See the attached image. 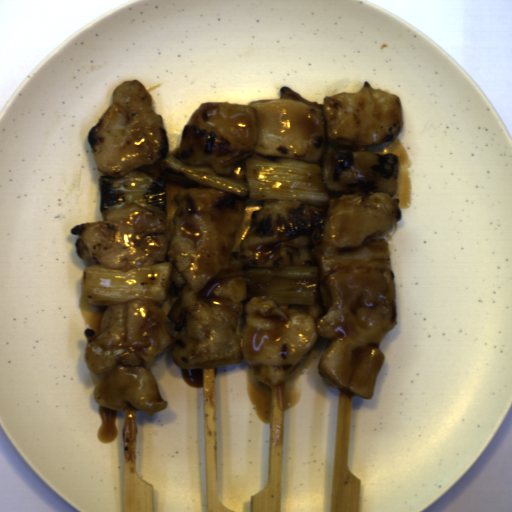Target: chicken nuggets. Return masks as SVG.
Returning <instances> with one entry per match:
<instances>
[{"label":"chicken nuggets","instance_id":"chicken-nuggets-1","mask_svg":"<svg viewBox=\"0 0 512 512\" xmlns=\"http://www.w3.org/2000/svg\"><path fill=\"white\" fill-rule=\"evenodd\" d=\"M87 135L105 178L141 172L166 187L165 217L136 208L126 218L75 225L76 254L128 272L172 262L165 302L134 299L103 305L97 332L85 328L83 353L101 376L99 406L154 414L167 408L152 373L157 356L207 370L245 362L269 387L293 378L320 337L330 340L319 377L334 390L374 398L386 360L381 344L398 319L390 266L358 265L322 277L315 304H275L247 295L244 277L199 296L215 278L249 268L317 266L320 253L382 240L403 218L401 161L373 147L397 140L400 98L364 81L358 91L305 100L282 86L277 98L248 104H200L180 132L174 156L188 167L246 182L248 157L319 164L329 198L324 207L298 200L252 201L201 187L162 170L169 150L163 115L142 81L126 79Z\"/></svg>","mask_w":512,"mask_h":512}]
</instances>
